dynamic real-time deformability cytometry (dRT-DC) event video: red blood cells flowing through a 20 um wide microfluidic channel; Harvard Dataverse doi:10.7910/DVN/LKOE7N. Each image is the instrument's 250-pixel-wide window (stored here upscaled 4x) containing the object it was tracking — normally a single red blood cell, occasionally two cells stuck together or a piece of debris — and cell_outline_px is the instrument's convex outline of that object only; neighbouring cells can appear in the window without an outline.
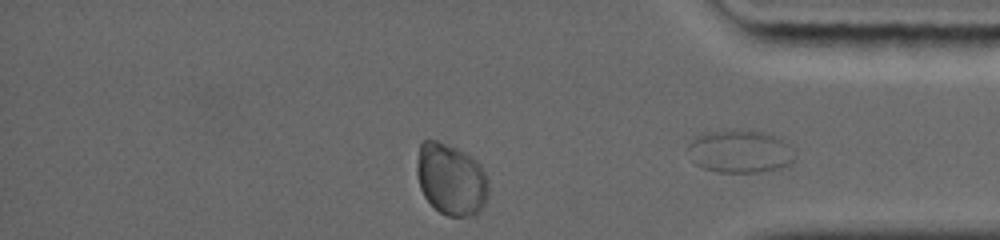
{"species": "common noctule bat (a hibernating species)", "species_latin": "Nyctalus noctula", "temperature_condition": "warm", "stored_images_in_passage": 30, "segment_of_instrument_passage": [2, 2], "camera_frame_rate_fps": 5000, "um_per_image_px": 0.085, "animal": {"sex": "female", "body_mass_g": 19.0, "forearm_length_mm": 56.7}, "frame": {"image": 1, "passage_image": 30, "time_ms": 8.6, "image_size_px": [1000, 240], "cell_outline_px": [[796, 156], [788, 164], [780, 168], [760, 172], [720, 172], [700, 168], [692, 160], [788, 152]], "centroid_in_image_um": [63.47, 13.84], "position_along_channel_um": 371.7, "area_um2": 10.06}}